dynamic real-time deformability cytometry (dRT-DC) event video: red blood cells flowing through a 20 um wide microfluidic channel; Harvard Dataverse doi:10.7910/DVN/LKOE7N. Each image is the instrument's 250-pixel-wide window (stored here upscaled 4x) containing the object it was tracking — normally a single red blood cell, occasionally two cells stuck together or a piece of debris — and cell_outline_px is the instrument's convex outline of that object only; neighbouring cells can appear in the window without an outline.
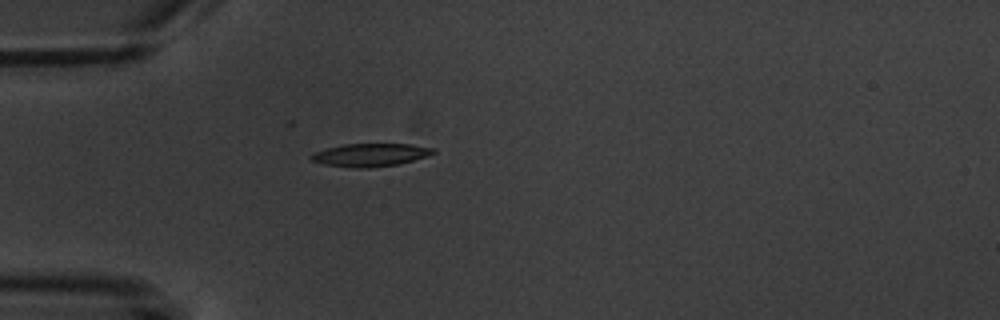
{"species": "common noctule bat (a hibernating species)", "species_latin": "Nyctalus noctula", "temperature_condition": "warm", "stored_images_in_passage": 1, "camera_frame_rate_fps": 3000, "um_per_image_px": 0.085, "animal": {"sex": "male", "body_mass_g": 20.1, "forearm_length_mm": 53.5}, "frame": {"image": 1, "passage_image": 1, "time_ms": 0.0, "image_size_px": [1000, 320], "cell_outline_px": [[436, 152], [428, 156], [396, 164], [368, 168], [356, 168], [324, 164], [312, 160], [308, 156], [316, 152], [328, 148], [344, 144], [412, 144], [436, 148]], "centroid_in_image_um": [31.52, 13.16], "position_along_channel_um": 53.5, "area_um2": 16.18}}